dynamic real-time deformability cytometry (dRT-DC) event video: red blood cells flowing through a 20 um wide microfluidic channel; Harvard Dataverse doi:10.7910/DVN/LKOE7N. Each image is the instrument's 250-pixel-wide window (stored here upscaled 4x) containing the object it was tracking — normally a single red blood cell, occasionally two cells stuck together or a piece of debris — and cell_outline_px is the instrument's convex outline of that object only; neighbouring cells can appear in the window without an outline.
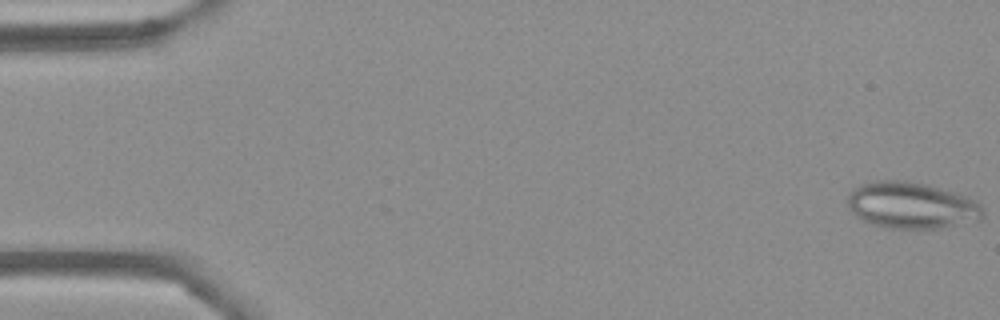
{"species": "Egyptian fruit bat (a non-hibernating species)", "species_latin": "Rousettus aegyptiacus", "temperature_condition": "cold", "stored_images_in_passage": 54, "camera_frame_rate_fps": 3000, "um_per_image_px": 0.085, "frame": {"image": 1, "passage_image": 1, "time_ms": 0.0, "image_size_px": [1000, 320], "cell_outline_px": [[984, 216], [980, 220], [940, 228], [892, 228], [872, 224], [864, 220], [852, 212], [848, 208], [848, 192], [852, 188], [860, 184], [876, 180], [908, 180], [924, 184], [968, 196], [976, 200], [980, 204], [984, 212]], "centroid_in_image_um": [77.48, 17.44], "position_along_channel_um": 7.5, "area_um2": 36.76}}
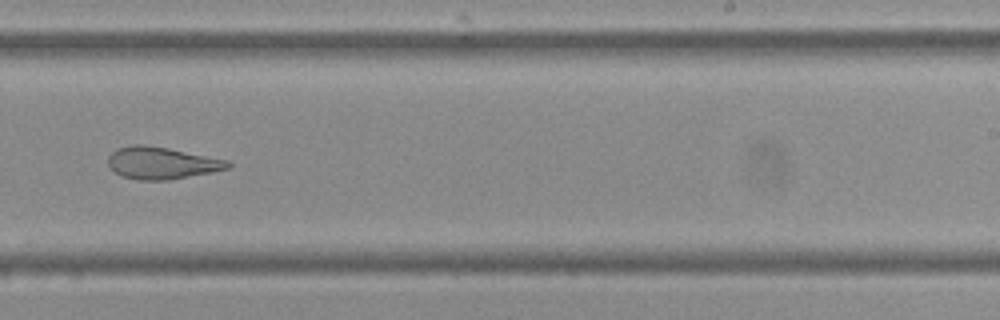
{"frame": {"image": 2, "passage_image": 34, "time_ms": 11.0, "image_size_px": [1000, 320], "cell_outline_px": [[232, 164], [228, 168], [212, 172], [168, 180], [140, 180], [120, 176], [108, 164], [108, 156], [116, 148], [132, 144], [144, 144], [168, 148], [228, 160]], "centroid_in_image_um": [13.72, 13.85], "position_along_channel_um": 275.3, "area_um2": 22.37}}
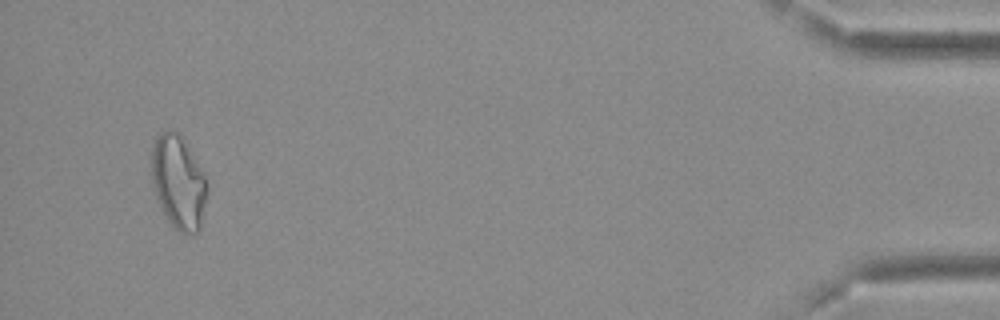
{"frame": {"image": 3, "passage_image": 52, "time_ms": 17.0, "image_size_px": [1000, 320], "cell_outline_px": [[208, 192], [200, 228], [196, 232], [180, 232], [168, 220], [156, 196], [152, 184], [152, 144], [156, 136], [160, 132], [168, 128], [176, 132], [180, 136], [204, 172], [208, 184]], "centroid_in_image_um": [15.17, 15.45], "position_along_channel_um": 420.0, "area_um2": 30.06}, "authors_computed_cell_mechanics": {"area_um2": 27.455, "velocity_mm_per_s": 3.6931, "shape_relaxation_time_tau1_ms": null, "shape_relaxation_time_tau2_ms": 2.443, "deformation_change_tau1": null, "deformation_change_tau2": 0.1171}}